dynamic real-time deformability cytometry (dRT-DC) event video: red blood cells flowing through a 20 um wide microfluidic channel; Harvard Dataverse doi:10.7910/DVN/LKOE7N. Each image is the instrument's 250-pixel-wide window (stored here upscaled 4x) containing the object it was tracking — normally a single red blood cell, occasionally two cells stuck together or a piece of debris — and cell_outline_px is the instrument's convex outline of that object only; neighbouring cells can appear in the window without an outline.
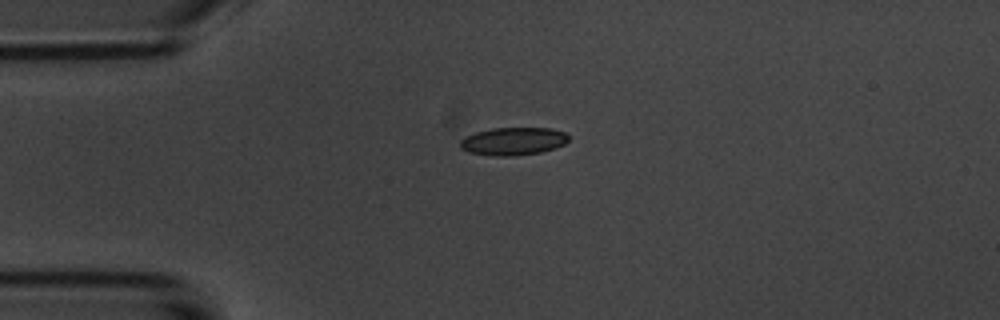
{"species": "common noctule bat (a hibernating species)", "species_latin": "Nyctalus noctula", "temperature_condition": "room temperature", "stored_images_in_passage": 1, "camera_frame_rate_fps": 3000, "um_per_image_px": 0.085, "animal": {"sex": "male", "body_mass_g": 20.1, "forearm_length_mm": 53.5}, "frame": {"image": 1, "passage_image": 1, "time_ms": 0.0, "image_size_px": [1000, 320], "cell_outline_px": [[568, 140], [564, 144], [556, 148], [540, 152], [516, 156], [492, 156], [468, 152], [460, 148], [460, 140], [476, 132], [492, 128], [548, 128], [564, 132], [568, 136]], "centroid_in_image_um": [43.61, 12.01], "position_along_channel_um": 41.4, "area_um2": 17.57}}